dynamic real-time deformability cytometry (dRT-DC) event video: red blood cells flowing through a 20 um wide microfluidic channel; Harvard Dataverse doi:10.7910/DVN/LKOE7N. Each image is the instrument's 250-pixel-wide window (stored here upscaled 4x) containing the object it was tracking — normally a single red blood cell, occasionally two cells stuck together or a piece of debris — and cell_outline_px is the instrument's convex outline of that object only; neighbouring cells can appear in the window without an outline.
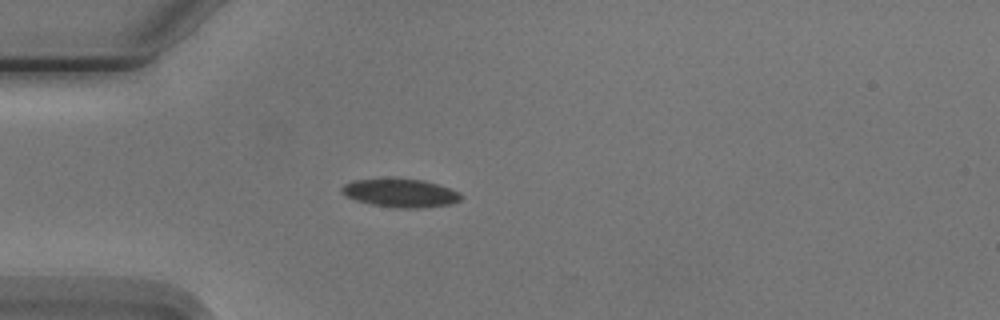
{"species": "Egyptian fruit bat (a non-hibernating species)", "species_latin": "Rousettus aegyptiacus", "temperature_condition": "cold", "stored_images_in_passage": 3, "camera_frame_rate_fps": 3000, "um_per_image_px": 0.085, "animal": {"sex": "male"}, "frame": {"image": 1, "passage_image": 3, "time_ms": 2.333, "image_size_px": [1000, 320], "cell_outline_px": [[464, 196], [460, 200], [452, 204], [424, 208], [396, 208], [372, 204], [356, 200], [340, 192], [340, 188], [344, 184], [352, 180], [424, 180], [460, 192]], "centroid_in_image_um": [34.08, 16.44], "position_along_channel_um": 50.9, "area_um2": 19.36}}